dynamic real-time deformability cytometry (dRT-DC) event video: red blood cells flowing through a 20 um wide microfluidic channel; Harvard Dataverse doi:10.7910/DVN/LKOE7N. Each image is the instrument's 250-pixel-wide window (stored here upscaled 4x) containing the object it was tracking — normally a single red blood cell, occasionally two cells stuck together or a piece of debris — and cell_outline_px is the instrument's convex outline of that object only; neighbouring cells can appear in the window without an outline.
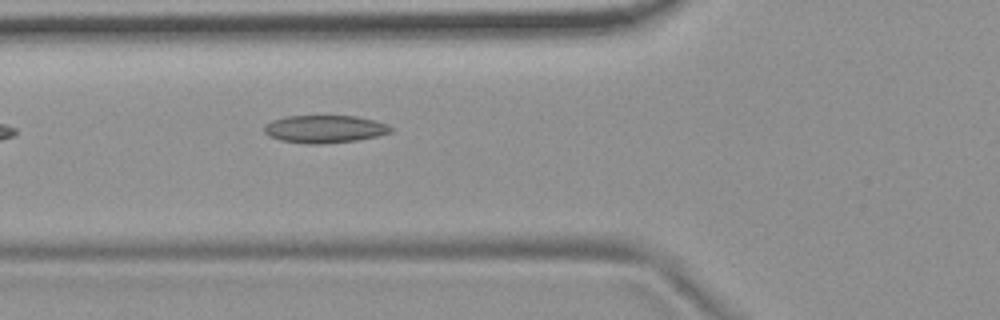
{"species": "common noctule bat (a hibernating species)", "species_latin": "Nyctalus noctula", "temperature_condition": "room temperature", "stored_images_in_passage": 2, "camera_frame_rate_fps": 3000, "um_per_image_px": 0.085, "animal": {"sex": "female", "body_mass_g": 19.9}, "frame": {"image": 1, "passage_image": 2, "time_ms": 0.333, "image_size_px": [1000, 320], "cell_outline_px": [[396, 128], [392, 132], [376, 136], [356, 140], [320, 144], [304, 144], [280, 140], [268, 136], [264, 132], [264, 124], [272, 120], [288, 116], [356, 116], [376, 120], [388, 124]], "centroid_in_image_um": [27.61, 10.97], "position_along_channel_um": 98.2, "area_um2": 20.63}}